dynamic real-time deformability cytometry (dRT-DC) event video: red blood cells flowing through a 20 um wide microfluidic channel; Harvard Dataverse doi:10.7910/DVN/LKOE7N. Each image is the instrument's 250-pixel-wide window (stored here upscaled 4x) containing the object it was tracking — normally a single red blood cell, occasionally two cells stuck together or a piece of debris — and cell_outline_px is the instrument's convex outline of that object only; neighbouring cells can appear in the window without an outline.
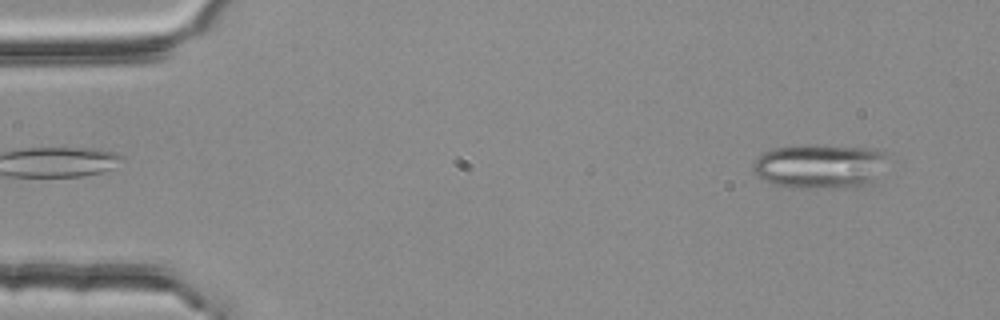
{"species": "common noctule bat (a hibernating species)", "species_latin": "Nyctalus noctula", "temperature_condition": "room temperature", "stored_images_in_passage": 4, "segment_of_instrument_passage": [2, 2], "camera_frame_rate_fps": 3000, "um_per_image_px": 0.085, "animal": {"sex": "female", "body_mass_g": 25.1}, "frame": {"image": 1, "passage_image": 4, "time_ms": 1.0, "image_size_px": [1000, 320], "cell_outline_px": [[888, 156], [876, 184], [856, 188], [796, 188], [772, 184], [764, 180], [752, 172], [752, 164], [764, 152], [772, 148], [804, 144], [812, 144], [872, 148], [884, 152]], "centroid_in_image_um": [69.74, 14.14], "position_along_channel_um": 15.3, "area_um2": 35.95}}